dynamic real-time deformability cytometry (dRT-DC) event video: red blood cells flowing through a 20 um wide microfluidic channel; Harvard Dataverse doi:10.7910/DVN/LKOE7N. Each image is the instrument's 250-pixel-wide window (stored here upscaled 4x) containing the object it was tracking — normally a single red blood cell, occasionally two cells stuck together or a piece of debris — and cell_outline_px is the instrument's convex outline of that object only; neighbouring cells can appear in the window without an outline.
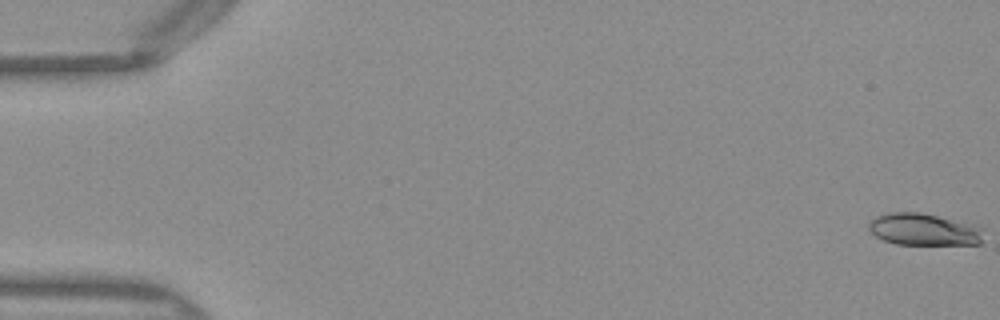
{"species": "Egyptian fruit bat (a non-hibernating species)", "species_latin": "Rousettus aegyptiacus", "temperature_condition": "warm", "stored_images_in_passage": 51, "camera_frame_rate_fps": 3000, "um_per_image_px": 0.085, "frame": {"image": 1, "passage_image": 1, "time_ms": 0.0, "image_size_px": [1000, 320], "cell_outline_px": [[980, 244], [896, 244], [884, 240], [876, 236], [868, 228], [868, 224], [876, 216], [892, 212], [920, 212], [972, 224], [980, 228]], "centroid_in_image_um": [78.46, 19.5], "position_along_channel_um": 6.5, "area_um2": 20.92}}
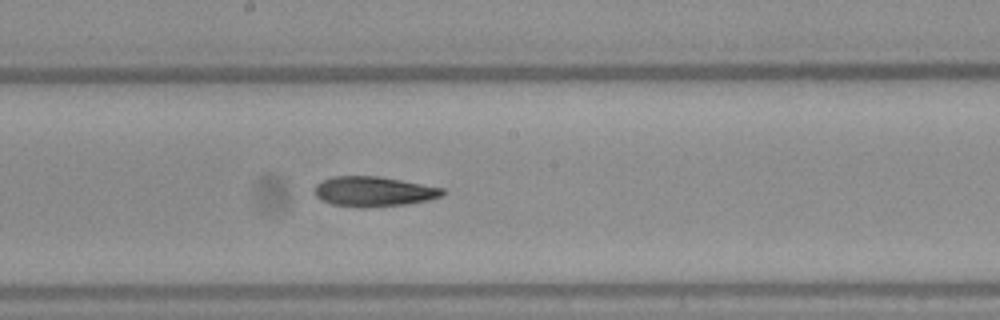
{"frame": {"image": 2, "passage_image": 28, "time_ms": 9.0, "image_size_px": [1000, 320], "cell_outline_px": [[448, 192], [444, 196], [428, 200], [408, 204], [364, 208], [356, 208], [332, 204], [320, 200], [312, 192], [312, 188], [320, 180], [332, 176], [380, 176], [444, 188]], "centroid_in_image_um": [31.73, 16.28], "position_along_channel_um": 216.5, "area_um2": 23.0}}
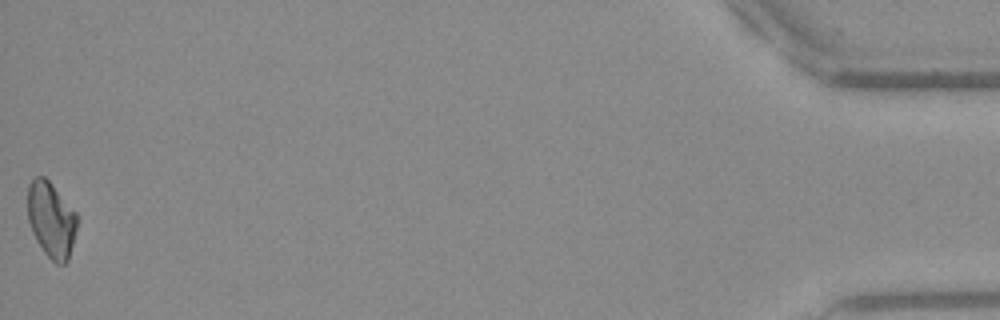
{"frame": {"image": 3, "passage_image": 51, "time_ms": 16.667, "image_size_px": [1000, 320], "cell_outline_px": [[80, 220], [68, 260], [64, 264], [56, 264], [44, 252], [36, 240], [32, 232], [28, 220], [28, 184], [36, 176], [44, 176], [52, 184], [76, 212]], "centroid_in_image_um": [4.38, 18.68], "position_along_channel_um": 430.8, "area_um2": 22.02}, "authors_computed_cell_mechanics": {"area_um2": 22.1374, "velocity_mm_per_s": 4.0546, "shape_relaxation_time_tau1_ms": null, "shape_relaxation_time_tau2_ms": 7.6044, "deformation_change_tau1": null, "deformation_change_tau2": 0.1569}}